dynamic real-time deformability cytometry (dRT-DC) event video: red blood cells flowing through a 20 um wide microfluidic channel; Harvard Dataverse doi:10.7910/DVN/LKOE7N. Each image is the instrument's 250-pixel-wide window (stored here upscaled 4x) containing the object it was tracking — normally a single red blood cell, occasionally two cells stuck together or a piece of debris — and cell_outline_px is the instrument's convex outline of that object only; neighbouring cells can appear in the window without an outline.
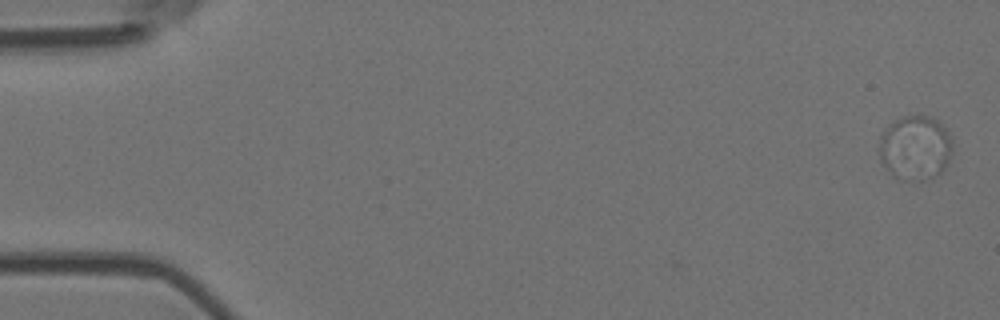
{"species": "Egyptian fruit bat (a non-hibernating species)", "species_latin": "Rousettus aegyptiacus", "temperature_condition": "room temperature", "stored_images_in_passage": 5, "camera_frame_rate_fps": 3000, "um_per_image_px": 0.085, "animal": {"sex": "female"}, "frame": {"image": 1, "passage_image": 1, "time_ms": 0.0, "image_size_px": [1000, 320], "cell_outline_px": [[952, 156], [948, 164], [940, 172], [924, 180], [900, 180], [892, 176], [880, 160], [876, 148], [880, 136], [896, 120], [904, 116], [928, 116], [936, 120], [948, 128], [952, 136]], "centroid_in_image_um": [77.8, 12.58], "position_along_channel_um": 7.2, "area_um2": 27.98}}
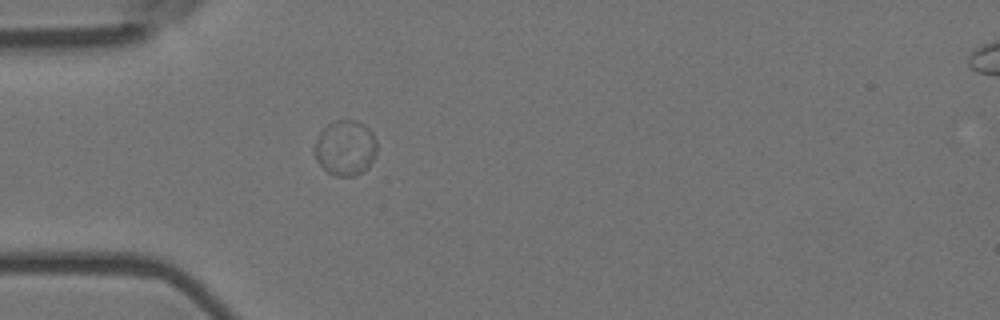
{"frame": {"image": 2, "passage_image": 5, "time_ms": 1.333, "image_size_px": [1000, 320], "cell_outline_px": [[376, 152], [368, 168], [364, 172], [352, 176], [336, 176], [328, 172], [316, 160], [316, 140], [320, 132], [328, 124], [336, 120], [356, 120], [368, 128], [372, 132], [376, 140]], "centroid_in_image_um": [29.38, 12.57], "position_along_channel_um": 55.6, "area_um2": 19.88}}